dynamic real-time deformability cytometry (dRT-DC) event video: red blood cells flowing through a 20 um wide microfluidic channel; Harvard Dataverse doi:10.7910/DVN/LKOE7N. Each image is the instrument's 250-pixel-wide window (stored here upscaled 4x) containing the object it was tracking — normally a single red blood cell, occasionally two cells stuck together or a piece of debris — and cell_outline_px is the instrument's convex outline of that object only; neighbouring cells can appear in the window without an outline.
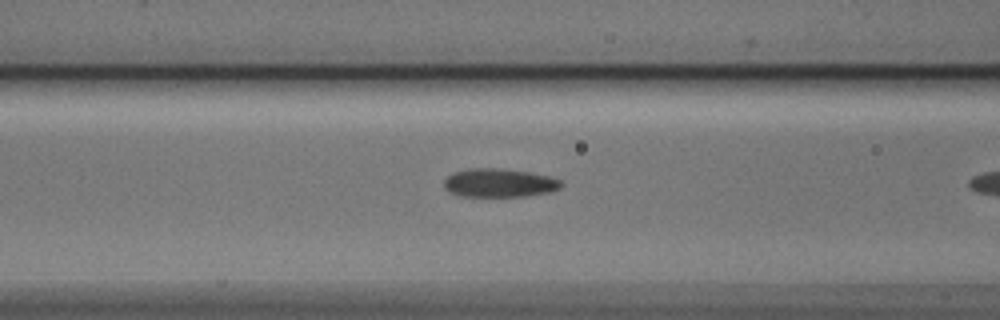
{"species": "Egyptian fruit bat (a non-hibernating species)", "species_latin": "Rousettus aegyptiacus", "temperature_condition": "cold", "stored_images_in_passage": 10, "camera_frame_rate_fps": 3000, "um_per_image_px": 0.085, "animal": {"sex": "male"}, "frame": {"image": 1, "passage_image": 9, "time_ms": 2.667, "image_size_px": [1000, 320], "cell_outline_px": [[564, 184], [560, 188], [552, 192], [524, 196], [460, 196], [448, 192], [444, 188], [444, 180], [452, 172], [468, 168], [500, 168], [532, 172], [548, 176], [560, 180]], "centroid_in_image_um": [42.43, 15.54], "position_along_channel_um": 124.2, "area_um2": 19.77}}